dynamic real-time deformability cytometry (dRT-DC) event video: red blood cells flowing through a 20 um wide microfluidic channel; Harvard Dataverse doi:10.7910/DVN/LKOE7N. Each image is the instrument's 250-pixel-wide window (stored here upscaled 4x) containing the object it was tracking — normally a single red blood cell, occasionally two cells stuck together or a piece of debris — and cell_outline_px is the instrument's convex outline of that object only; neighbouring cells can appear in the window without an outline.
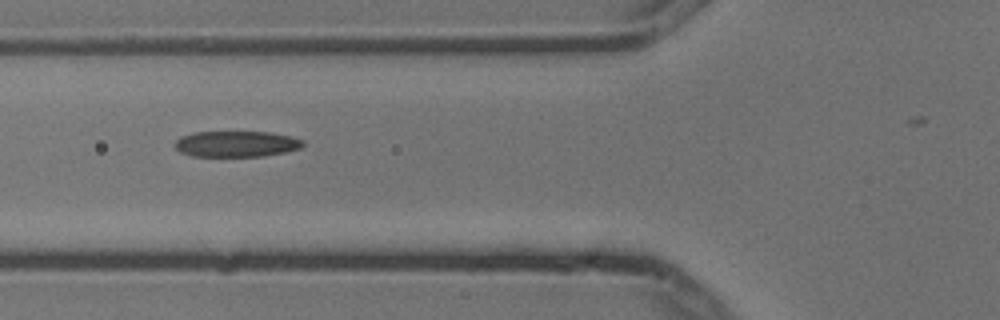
{"species": "common noctule bat (a hibernating species)", "species_latin": "Nyctalus noctula", "temperature_condition": "cold", "stored_images_in_passage": 7, "camera_frame_rate_fps": 3000, "um_per_image_px": 0.085, "animal": {"sex": "male", "body_mass_g": 13.3}, "frame": {"image": 1, "passage_image": 5, "time_ms": 1.333, "image_size_px": [1000, 320], "cell_outline_px": [[304, 144], [300, 148], [284, 152], [264, 156], [192, 156], [180, 152], [172, 144], [180, 136], [192, 132], [268, 132], [288, 136], [304, 140]], "centroid_in_image_um": [20.03, 12.23], "position_along_channel_um": 105.8, "area_um2": 19.36}}
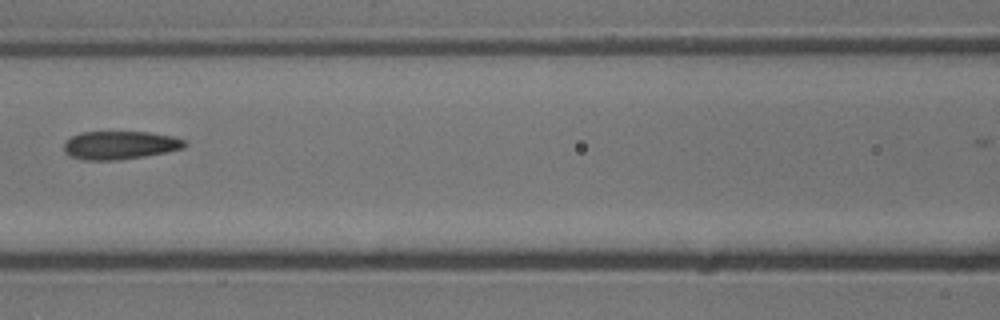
{"frame": {"image": 2, "passage_image": 6, "time_ms": 1.667, "image_size_px": [1000, 320], "cell_outline_px": [[188, 144], [184, 148], [144, 156], [116, 160], [84, 160], [68, 156], [64, 152], [64, 140], [80, 132], [148, 132], [172, 136], [184, 140]], "centroid_in_image_um": [10.15, 12.34], "position_along_channel_um": 156.5, "area_um2": 19.94}}
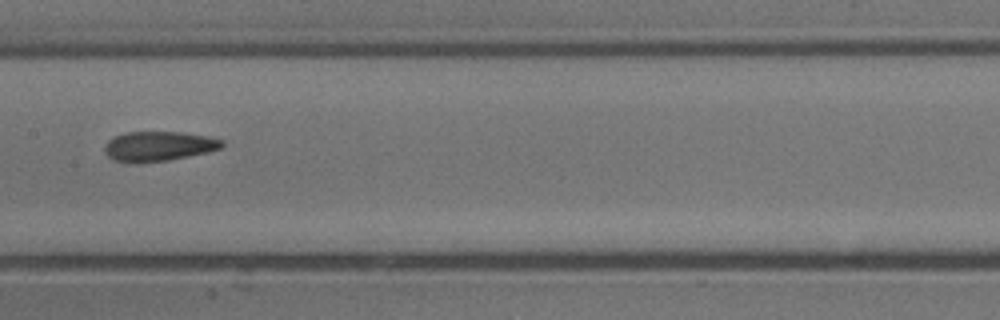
{"frame": {"image": 3, "passage_image": 7, "time_ms": 2.0, "image_size_px": [1000, 320], "cell_outline_px": [[224, 144], [220, 148], [208, 152], [168, 160], [132, 164], [112, 160], [104, 152], [104, 148], [108, 140], [124, 132], [180, 132], [208, 136], [224, 140]], "centroid_in_image_um": [13.45, 12.44], "position_along_channel_um": 193.9, "area_um2": 20.52}}